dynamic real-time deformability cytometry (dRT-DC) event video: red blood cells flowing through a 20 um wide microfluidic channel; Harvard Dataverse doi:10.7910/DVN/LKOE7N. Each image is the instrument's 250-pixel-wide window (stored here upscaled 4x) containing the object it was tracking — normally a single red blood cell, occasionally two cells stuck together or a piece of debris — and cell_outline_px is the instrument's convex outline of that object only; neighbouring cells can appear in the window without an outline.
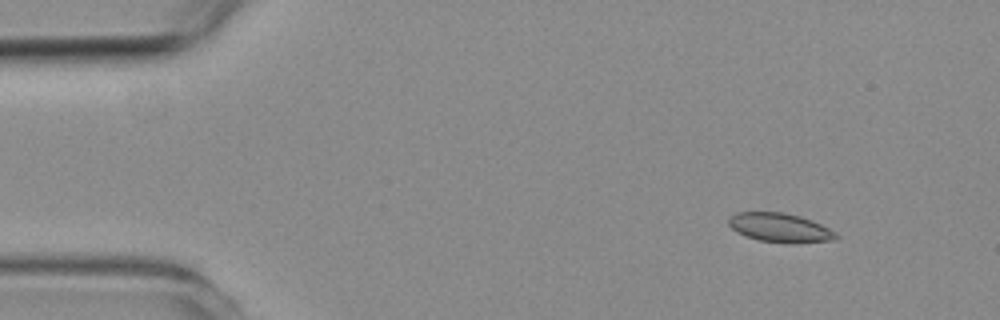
{"species": "common noctule bat (a hibernating species)", "species_latin": "Nyctalus noctula", "temperature_condition": "room temperature", "stored_images_in_passage": 6, "camera_frame_rate_fps": 3000, "um_per_image_px": 0.085, "animal": {"sex": "female", "body_mass_g": 19.3, "forearm_length_mm": 54.1}, "frame": {"image": 1, "passage_image": 1, "time_ms": 0.0, "image_size_px": [1000, 320], "cell_outline_px": [[840, 236], [836, 240], [796, 244], [788, 244], [760, 240], [744, 236], [736, 232], [728, 224], [728, 216], [736, 212], [784, 212], [800, 216], [812, 220], [836, 232]], "centroid_in_image_um": [66.31, 19.36], "position_along_channel_um": 18.7, "area_um2": 18.61}}
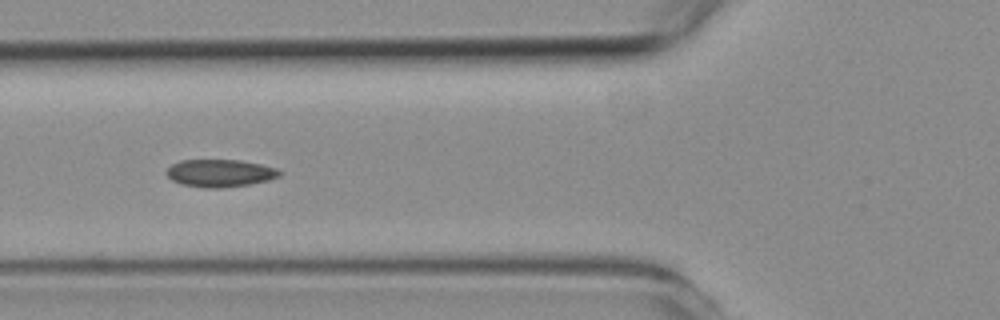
{"frame": {"image": 2, "passage_image": 5, "time_ms": 4.667, "image_size_px": [1000, 320], "cell_outline_px": [[284, 172], [280, 176], [268, 180], [248, 184], [220, 188], [204, 188], [180, 184], [172, 180], [164, 172], [172, 164], [180, 160], [240, 160], [260, 164], [276, 168]], "centroid_in_image_um": [18.69, 14.71], "position_along_channel_um": 107.1, "area_um2": 18.21}}
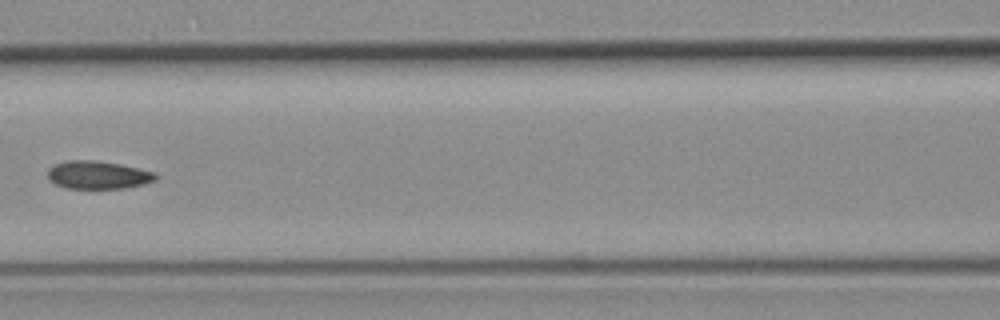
{"frame": {"image": 3, "passage_image": 6, "time_ms": 6.0, "image_size_px": [1000, 320], "cell_outline_px": [[156, 180], [144, 184], [128, 188], [64, 188], [48, 180], [48, 168], [56, 164], [68, 160], [96, 160], [120, 164], [156, 172]], "centroid_in_image_um": [8.33, 14.87], "position_along_channel_um": 158.3, "area_um2": 17.69}}